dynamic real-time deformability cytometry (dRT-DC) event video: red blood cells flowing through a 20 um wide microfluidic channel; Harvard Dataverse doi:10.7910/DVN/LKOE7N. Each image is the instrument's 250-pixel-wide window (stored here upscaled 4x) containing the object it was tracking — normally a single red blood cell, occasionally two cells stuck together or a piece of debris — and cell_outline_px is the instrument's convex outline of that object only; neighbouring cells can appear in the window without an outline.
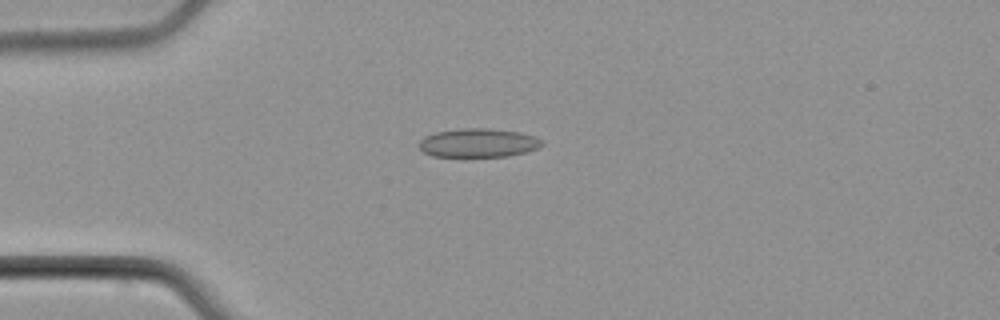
{"species": "common noctule bat (a hibernating species)", "species_latin": "Nyctalus noctula", "temperature_condition": "cold", "stored_images_in_passage": 6, "camera_frame_rate_fps": 3000, "um_per_image_px": 0.085, "animal": {"sex": "male", "body_mass_g": 21.5, "forearm_length_mm": 52.0}, "frame": {"image": 1, "passage_image": 2, "time_ms": 1.333, "image_size_px": [1000, 320], "cell_outline_px": [[544, 144], [536, 148], [524, 152], [508, 156], [432, 156], [424, 152], [420, 148], [420, 140], [424, 136], [436, 132], [460, 128], [488, 128], [520, 132], [544, 140]], "centroid_in_image_um": [40.65, 12.13], "position_along_channel_um": 44.4, "area_um2": 20.46}}
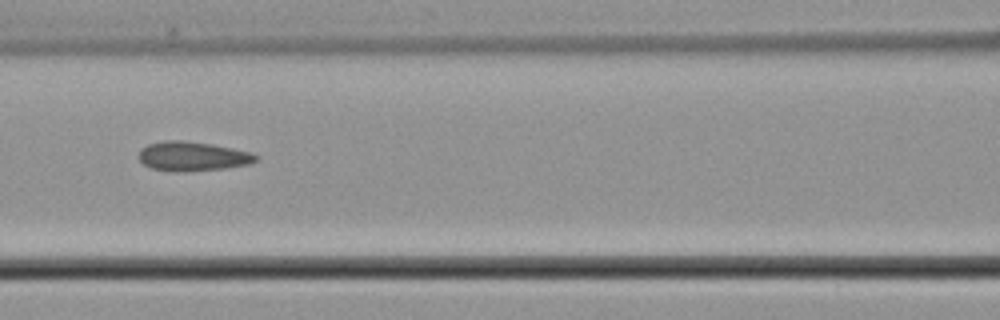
{"frame": {"image": 2, "passage_image": 5, "time_ms": 4.667, "image_size_px": [1000, 320], "cell_outline_px": [[260, 156], [256, 160], [248, 164], [228, 168], [184, 172], [176, 172], [152, 168], [144, 164], [140, 160], [140, 148], [148, 144], [164, 140], [180, 140], [212, 144], [252, 152]], "centroid_in_image_um": [16.39, 13.28], "position_along_channel_um": 150.2, "area_um2": 20.11}}
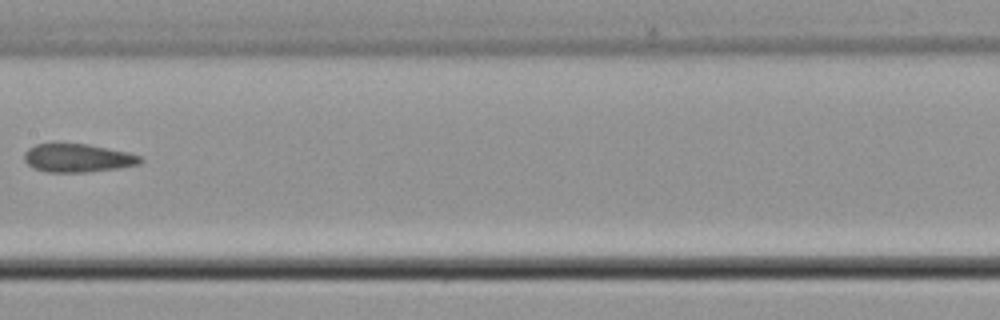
{"frame": {"image": 3, "passage_image": 6, "time_ms": 6.0, "image_size_px": [1000, 320], "cell_outline_px": [[144, 160], [140, 164], [120, 168], [88, 172], [48, 172], [32, 168], [24, 160], [24, 152], [28, 148], [36, 144], [56, 140], [88, 144], [128, 152], [140, 156]], "centroid_in_image_um": [6.56, 13.39], "position_along_channel_um": 200.8, "area_um2": 20.0}}